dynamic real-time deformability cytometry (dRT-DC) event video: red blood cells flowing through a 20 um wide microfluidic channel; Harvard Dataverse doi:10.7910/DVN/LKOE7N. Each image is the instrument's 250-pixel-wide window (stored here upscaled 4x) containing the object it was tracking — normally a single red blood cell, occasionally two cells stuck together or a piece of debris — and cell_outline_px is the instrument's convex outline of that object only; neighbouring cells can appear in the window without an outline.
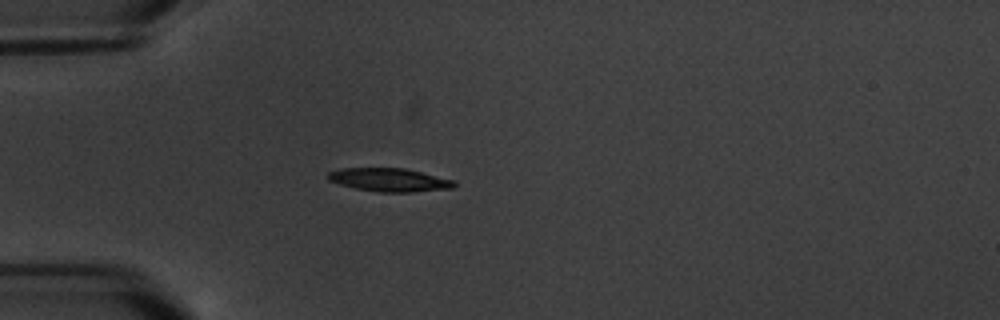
{"species": "common noctule bat (a hibernating species)", "species_latin": "Nyctalus noctula", "temperature_condition": "warm", "stored_images_in_passage": 6, "camera_frame_rate_fps": 3000, "um_per_image_px": 0.085, "animal": {"sex": "male", "body_mass_g": 20.1, "forearm_length_mm": 53.5}, "frame": {"image": 1, "passage_image": 4, "time_ms": 4.667, "image_size_px": [1000, 320], "cell_outline_px": [[456, 184], [452, 188], [412, 192], [380, 192], [356, 188], [340, 184], [328, 180], [328, 172], [340, 168], [404, 168], [452, 180]], "centroid_in_image_um": [33.06, 15.28], "position_along_channel_um": 51.9, "area_um2": 16.88}}